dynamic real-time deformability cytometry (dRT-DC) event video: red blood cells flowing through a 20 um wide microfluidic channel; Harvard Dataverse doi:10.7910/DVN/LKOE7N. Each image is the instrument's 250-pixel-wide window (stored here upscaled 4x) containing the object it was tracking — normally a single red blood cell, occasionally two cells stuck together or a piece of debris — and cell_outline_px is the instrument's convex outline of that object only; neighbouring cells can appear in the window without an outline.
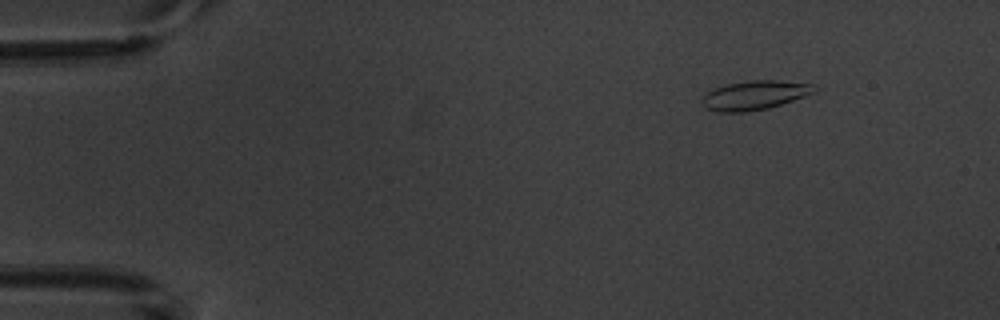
{"species": "common noctule bat (a hibernating species)", "species_latin": "Nyctalus noctula", "temperature_condition": "warm", "stored_images_in_passage": 5, "camera_frame_rate_fps": 3000, "um_per_image_px": 0.085, "animal": {"sex": "male", "body_mass_g": 20.1, "forearm_length_mm": 53.5}, "frame": {"image": 1, "passage_image": 2, "time_ms": 1.0, "image_size_px": [1000, 320], "cell_outline_px": [[816, 92], [768, 108], [744, 112], [720, 112], [704, 108], [700, 100], [708, 92], [724, 84], [748, 80], [776, 80], [816, 84]], "centroid_in_image_um": [64.13, 8.08], "position_along_channel_um": 20.9, "area_um2": 19.07}}